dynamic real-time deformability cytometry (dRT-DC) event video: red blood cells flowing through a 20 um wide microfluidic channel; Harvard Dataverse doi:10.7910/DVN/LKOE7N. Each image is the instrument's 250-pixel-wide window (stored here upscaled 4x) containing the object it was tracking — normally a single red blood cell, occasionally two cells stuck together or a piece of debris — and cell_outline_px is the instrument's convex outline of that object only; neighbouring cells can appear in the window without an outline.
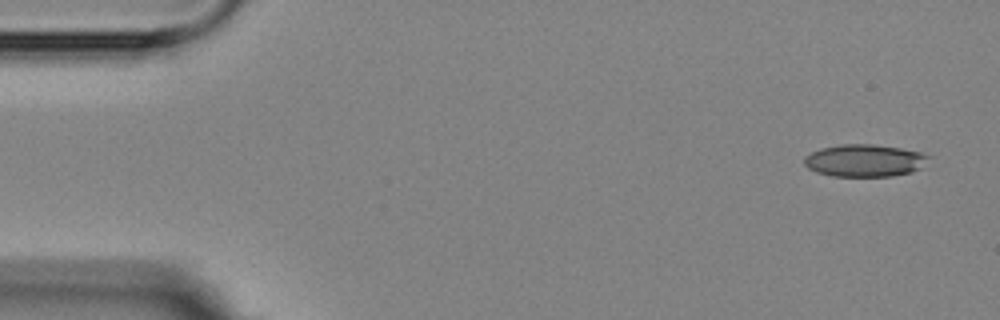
{"species": "Egyptian fruit bat (a non-hibernating species)", "species_latin": "Rousettus aegyptiacus", "temperature_condition": "room temperature", "stored_images_in_passage": 4, "camera_frame_rate_fps": 3000, "um_per_image_px": 0.085, "animal": {"sex": "female"}, "frame": {"image": 1, "passage_image": 1, "time_ms": 0.0, "image_size_px": [1000, 320], "cell_outline_px": [[932, 156], [920, 168], [912, 172], [892, 176], [832, 176], [816, 172], [808, 168], [804, 164], [804, 156], [820, 148], [840, 144], [872, 144], [900, 148], [920, 152]], "centroid_in_image_um": [73.48, 13.64], "position_along_channel_um": 11.5, "area_um2": 23.52}}
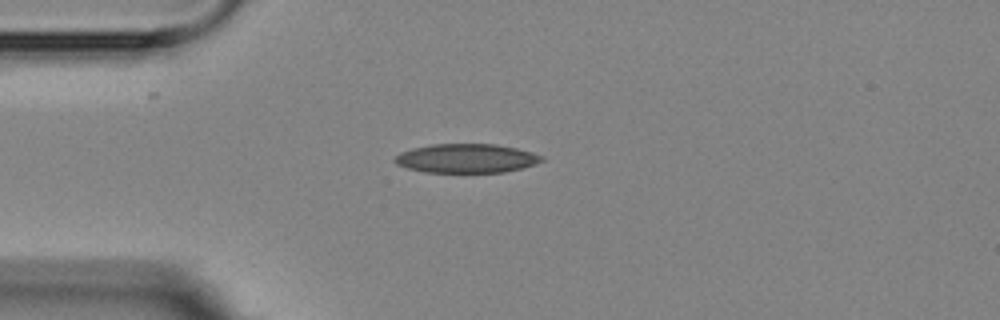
{"frame": {"image": 2, "passage_image": 4, "time_ms": 3.667, "image_size_px": [1000, 320], "cell_outline_px": [[544, 160], [536, 164], [524, 168], [504, 172], [424, 172], [408, 168], [396, 164], [392, 160], [400, 152], [412, 148], [432, 144], [496, 144], [516, 148], [532, 152], [544, 156]], "centroid_in_image_um": [39.66, 13.46], "position_along_channel_um": 45.3, "area_um2": 24.97}}